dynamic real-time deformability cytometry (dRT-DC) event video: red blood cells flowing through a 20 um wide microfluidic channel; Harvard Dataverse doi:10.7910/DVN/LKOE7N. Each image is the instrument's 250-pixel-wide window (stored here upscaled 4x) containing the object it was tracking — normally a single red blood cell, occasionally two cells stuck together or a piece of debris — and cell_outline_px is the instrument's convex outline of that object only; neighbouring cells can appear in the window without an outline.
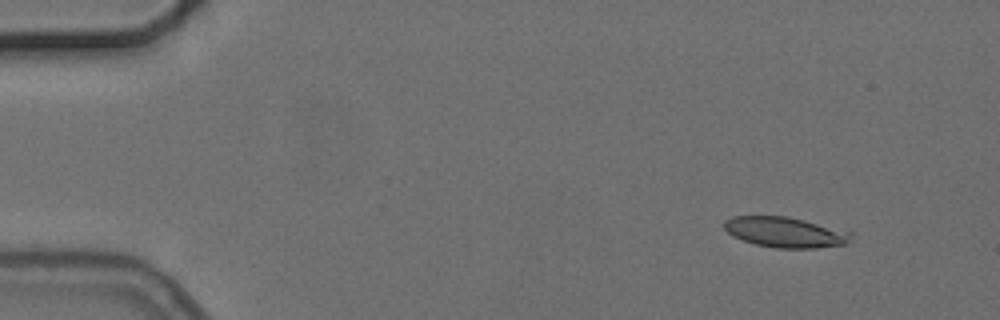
{"species": "common noctule bat (a hibernating species)", "species_latin": "Nyctalus noctula", "temperature_condition": "cold", "stored_images_in_passage": 3, "camera_frame_rate_fps": 3000, "um_per_image_px": 0.085, "animal": {"sex": "female", "body_mass_g": 24.6, "forearm_length_mm": 56.2}, "frame": {"image": 1, "passage_image": 1, "time_ms": 0.0, "image_size_px": [1000, 320], "cell_outline_px": [[852, 236], [844, 244], [816, 248], [776, 248], [756, 244], [732, 236], [724, 228], [724, 220], [732, 216], [788, 216], [852, 232]], "centroid_in_image_um": [66.71, 19.73], "position_along_channel_um": 18.3, "area_um2": 22.31}}